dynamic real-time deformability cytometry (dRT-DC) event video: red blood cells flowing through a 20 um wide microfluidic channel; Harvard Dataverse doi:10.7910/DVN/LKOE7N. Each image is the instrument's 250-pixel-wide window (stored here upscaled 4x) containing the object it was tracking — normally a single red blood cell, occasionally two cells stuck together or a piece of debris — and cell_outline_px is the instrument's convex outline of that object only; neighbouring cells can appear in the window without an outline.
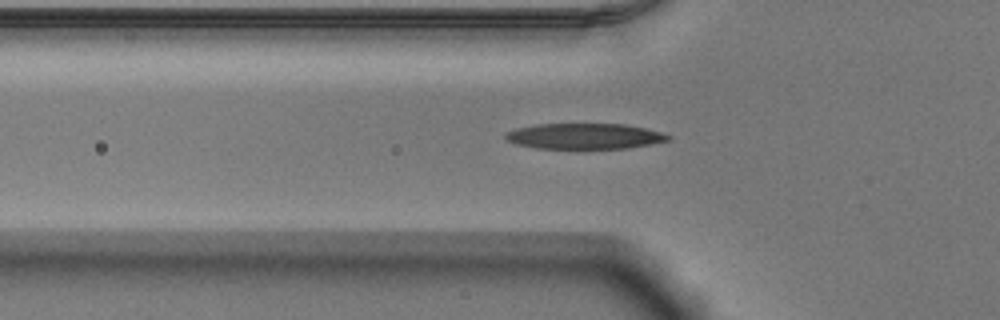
{"species": "Egyptian fruit bat (a non-hibernating species)", "species_latin": "Rousettus aegyptiacus", "temperature_condition": "warm", "stored_images_in_passage": 37, "camera_frame_rate_fps": 3000, "um_per_image_px": 0.085, "animal": {"sex": "male"}, "frame": {"image": 1, "passage_image": 6, "time_ms": 1.667, "image_size_px": [1000, 320], "cell_outline_px": [[672, 140], [628, 148], [536, 148], [516, 144], [508, 140], [504, 136], [504, 132], [516, 128], [536, 124], [624, 124], [644, 128], [660, 132], [672, 136]], "centroid_in_image_um": [49.68, 11.57], "position_along_channel_um": 76.1, "area_um2": 24.28}}
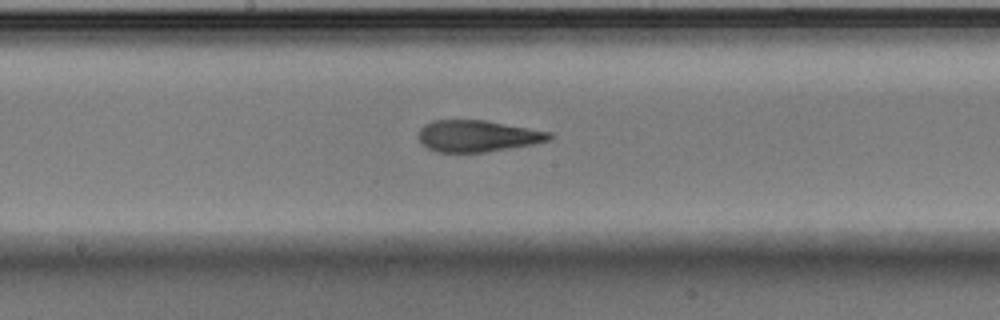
{"frame": {"image": 2, "passage_image": 16, "time_ms": 5.0, "image_size_px": [1000, 320], "cell_outline_px": [[552, 140], [536, 144], [484, 152], [436, 152], [428, 148], [420, 140], [420, 128], [424, 124], [432, 120], [484, 120], [552, 132]], "centroid_in_image_um": [40.63, 11.56], "position_along_channel_um": 207.6, "area_um2": 24.04}}
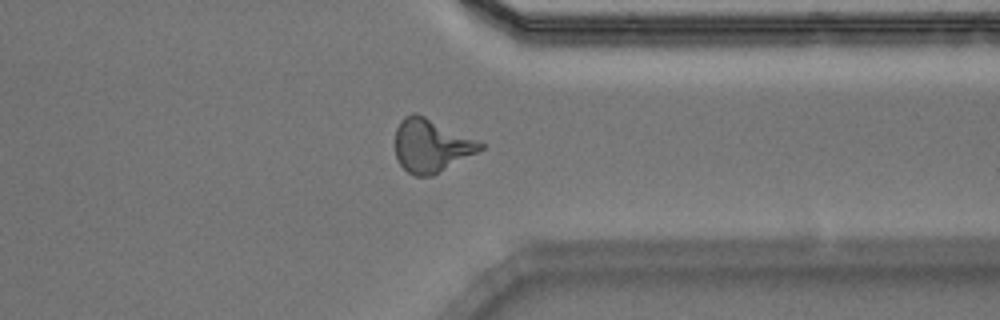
{"frame": {"image": 3, "passage_image": 29, "time_ms": 9.333, "image_size_px": [1000, 320], "cell_outline_px": [[484, 148], [440, 172], [432, 176], [416, 176], [408, 172], [400, 164], [396, 156], [396, 128], [400, 120], [404, 116], [416, 112], [476, 140], [484, 144]], "centroid_in_image_um": [36.62, 12.37], "position_along_channel_um": 374.8, "area_um2": 25.95}}